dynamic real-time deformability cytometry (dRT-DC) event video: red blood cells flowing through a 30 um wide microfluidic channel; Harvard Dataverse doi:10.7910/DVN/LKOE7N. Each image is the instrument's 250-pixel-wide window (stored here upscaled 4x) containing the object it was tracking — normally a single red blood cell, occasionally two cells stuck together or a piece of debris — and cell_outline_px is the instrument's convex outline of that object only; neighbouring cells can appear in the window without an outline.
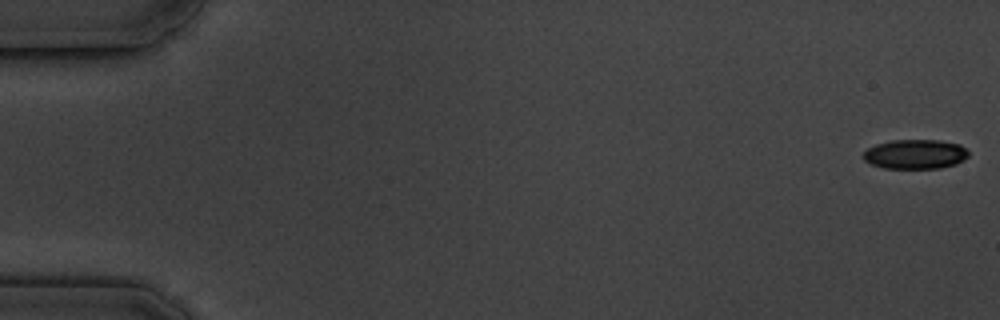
{"species": "common noctule bat (a hibernating species)", "species_latin": "Nyctalus noctula", "temperature_condition": "cold", "stored_images_in_passage": 7, "camera_frame_rate_fps": 3000, "um_per_image_px": 0.085, "animal": {"sex": "male", "body_mass_g": 19.5, "forearm_length_mm": 54.6}, "frame": {"image": 1, "passage_image": 1, "time_ms": 0.0, "image_size_px": [1000, 320], "cell_outline_px": [[968, 156], [964, 160], [956, 164], [940, 168], [884, 168], [872, 164], [864, 160], [860, 156], [868, 148], [876, 144], [892, 140], [940, 140], [960, 144], [968, 152]], "centroid_in_image_um": [77.79, 13.1], "position_along_channel_um": 7.2, "area_um2": 18.15}}
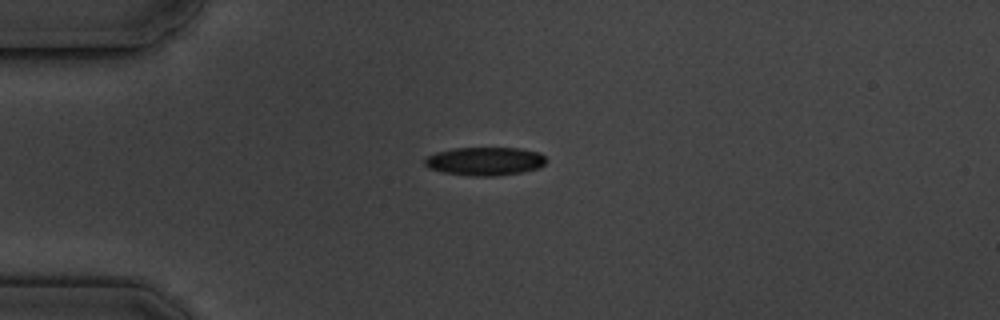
{"frame": {"image": 2, "passage_image": 5, "time_ms": 4.667, "image_size_px": [1000, 320], "cell_outline_px": [[548, 160], [540, 168], [524, 172], [496, 176], [468, 176], [440, 172], [428, 168], [424, 164], [424, 160], [428, 156], [436, 152], [452, 148], [520, 148], [540, 152]], "centroid_in_image_um": [41.23, 13.71], "position_along_channel_um": 43.8, "area_um2": 20.46}}